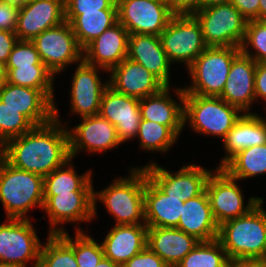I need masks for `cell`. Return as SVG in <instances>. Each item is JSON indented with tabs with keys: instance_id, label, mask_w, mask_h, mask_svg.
<instances>
[{
	"instance_id": "44dd1931",
	"label": "cell",
	"mask_w": 266,
	"mask_h": 267,
	"mask_svg": "<svg viewBox=\"0 0 266 267\" xmlns=\"http://www.w3.org/2000/svg\"><path fill=\"white\" fill-rule=\"evenodd\" d=\"M109 74L108 83L113 90L139 100L165 87L154 74L128 58L112 68Z\"/></svg>"
},
{
	"instance_id": "277c9868",
	"label": "cell",
	"mask_w": 266,
	"mask_h": 267,
	"mask_svg": "<svg viewBox=\"0 0 266 267\" xmlns=\"http://www.w3.org/2000/svg\"><path fill=\"white\" fill-rule=\"evenodd\" d=\"M43 186V176L15 168L0 155V202L6 218L30 219V209H43Z\"/></svg>"
},
{
	"instance_id": "bcb514c9",
	"label": "cell",
	"mask_w": 266,
	"mask_h": 267,
	"mask_svg": "<svg viewBox=\"0 0 266 267\" xmlns=\"http://www.w3.org/2000/svg\"><path fill=\"white\" fill-rule=\"evenodd\" d=\"M255 100L266 102V62L257 63L255 71Z\"/></svg>"
},
{
	"instance_id": "cb8c5ba5",
	"label": "cell",
	"mask_w": 266,
	"mask_h": 267,
	"mask_svg": "<svg viewBox=\"0 0 266 267\" xmlns=\"http://www.w3.org/2000/svg\"><path fill=\"white\" fill-rule=\"evenodd\" d=\"M127 58L141 64L154 74L165 86H170V66L160 36L130 34Z\"/></svg>"
},
{
	"instance_id": "7c38bea8",
	"label": "cell",
	"mask_w": 266,
	"mask_h": 267,
	"mask_svg": "<svg viewBox=\"0 0 266 267\" xmlns=\"http://www.w3.org/2000/svg\"><path fill=\"white\" fill-rule=\"evenodd\" d=\"M144 167L148 178L166 195L187 201L206 190L207 180L212 169H205L196 164L183 165L177 172L172 173L156 162L147 163Z\"/></svg>"
},
{
	"instance_id": "681fc988",
	"label": "cell",
	"mask_w": 266,
	"mask_h": 267,
	"mask_svg": "<svg viewBox=\"0 0 266 267\" xmlns=\"http://www.w3.org/2000/svg\"><path fill=\"white\" fill-rule=\"evenodd\" d=\"M230 0H197V10L217 4L229 3Z\"/></svg>"
},
{
	"instance_id": "ffe728a7",
	"label": "cell",
	"mask_w": 266,
	"mask_h": 267,
	"mask_svg": "<svg viewBox=\"0 0 266 267\" xmlns=\"http://www.w3.org/2000/svg\"><path fill=\"white\" fill-rule=\"evenodd\" d=\"M257 63L240 52L232 61L222 94L219 96L243 113H250L255 100V71Z\"/></svg>"
},
{
	"instance_id": "8d00e7d4",
	"label": "cell",
	"mask_w": 266,
	"mask_h": 267,
	"mask_svg": "<svg viewBox=\"0 0 266 267\" xmlns=\"http://www.w3.org/2000/svg\"><path fill=\"white\" fill-rule=\"evenodd\" d=\"M35 125L18 110L0 100V148L10 139L29 132Z\"/></svg>"
},
{
	"instance_id": "d590c367",
	"label": "cell",
	"mask_w": 266,
	"mask_h": 267,
	"mask_svg": "<svg viewBox=\"0 0 266 267\" xmlns=\"http://www.w3.org/2000/svg\"><path fill=\"white\" fill-rule=\"evenodd\" d=\"M142 150L166 153L174 146L178 136L168 127L157 122L144 120L140 122L138 134Z\"/></svg>"
},
{
	"instance_id": "9a60e30c",
	"label": "cell",
	"mask_w": 266,
	"mask_h": 267,
	"mask_svg": "<svg viewBox=\"0 0 266 267\" xmlns=\"http://www.w3.org/2000/svg\"><path fill=\"white\" fill-rule=\"evenodd\" d=\"M80 118L81 123L73 129H69L67 126L71 158L75 159L82 150L90 153H101L122 144L115 126L99 114Z\"/></svg>"
},
{
	"instance_id": "3957f363",
	"label": "cell",
	"mask_w": 266,
	"mask_h": 267,
	"mask_svg": "<svg viewBox=\"0 0 266 267\" xmlns=\"http://www.w3.org/2000/svg\"><path fill=\"white\" fill-rule=\"evenodd\" d=\"M264 199L247 214L219 226L218 240L230 261L263 259L266 248V211Z\"/></svg>"
},
{
	"instance_id": "ba28073f",
	"label": "cell",
	"mask_w": 266,
	"mask_h": 267,
	"mask_svg": "<svg viewBox=\"0 0 266 267\" xmlns=\"http://www.w3.org/2000/svg\"><path fill=\"white\" fill-rule=\"evenodd\" d=\"M160 39L169 62L183 63L186 69L208 47L193 14H174Z\"/></svg>"
},
{
	"instance_id": "603a6c76",
	"label": "cell",
	"mask_w": 266,
	"mask_h": 267,
	"mask_svg": "<svg viewBox=\"0 0 266 267\" xmlns=\"http://www.w3.org/2000/svg\"><path fill=\"white\" fill-rule=\"evenodd\" d=\"M170 86H165L159 92L140 99L139 107L144 120L157 122L168 126L178 137L183 132L184 96L183 88L173 90L180 103L171 97Z\"/></svg>"
},
{
	"instance_id": "60d3db41",
	"label": "cell",
	"mask_w": 266,
	"mask_h": 267,
	"mask_svg": "<svg viewBox=\"0 0 266 267\" xmlns=\"http://www.w3.org/2000/svg\"><path fill=\"white\" fill-rule=\"evenodd\" d=\"M104 9H117L116 0H65V14L99 12Z\"/></svg>"
},
{
	"instance_id": "4316f807",
	"label": "cell",
	"mask_w": 266,
	"mask_h": 267,
	"mask_svg": "<svg viewBox=\"0 0 266 267\" xmlns=\"http://www.w3.org/2000/svg\"><path fill=\"white\" fill-rule=\"evenodd\" d=\"M176 228L194 236L199 241L218 238L219 225L213 216L206 190L197 197L184 202Z\"/></svg>"
},
{
	"instance_id": "e575fe53",
	"label": "cell",
	"mask_w": 266,
	"mask_h": 267,
	"mask_svg": "<svg viewBox=\"0 0 266 267\" xmlns=\"http://www.w3.org/2000/svg\"><path fill=\"white\" fill-rule=\"evenodd\" d=\"M230 260L218 238L200 241L175 267H229Z\"/></svg>"
},
{
	"instance_id": "b9f144b4",
	"label": "cell",
	"mask_w": 266,
	"mask_h": 267,
	"mask_svg": "<svg viewBox=\"0 0 266 267\" xmlns=\"http://www.w3.org/2000/svg\"><path fill=\"white\" fill-rule=\"evenodd\" d=\"M121 267H169L157 254L148 247L132 257Z\"/></svg>"
},
{
	"instance_id": "9f6ffc18",
	"label": "cell",
	"mask_w": 266,
	"mask_h": 267,
	"mask_svg": "<svg viewBox=\"0 0 266 267\" xmlns=\"http://www.w3.org/2000/svg\"><path fill=\"white\" fill-rule=\"evenodd\" d=\"M156 1L166 3V0H156Z\"/></svg>"
},
{
	"instance_id": "f1b7e54d",
	"label": "cell",
	"mask_w": 266,
	"mask_h": 267,
	"mask_svg": "<svg viewBox=\"0 0 266 267\" xmlns=\"http://www.w3.org/2000/svg\"><path fill=\"white\" fill-rule=\"evenodd\" d=\"M184 201L166 195L147 176L145 171L144 209L147 227H172L179 223Z\"/></svg>"
},
{
	"instance_id": "7402d4cb",
	"label": "cell",
	"mask_w": 266,
	"mask_h": 267,
	"mask_svg": "<svg viewBox=\"0 0 266 267\" xmlns=\"http://www.w3.org/2000/svg\"><path fill=\"white\" fill-rule=\"evenodd\" d=\"M129 35L117 22L83 49V60L109 72L127 58Z\"/></svg>"
},
{
	"instance_id": "9c48e42d",
	"label": "cell",
	"mask_w": 266,
	"mask_h": 267,
	"mask_svg": "<svg viewBox=\"0 0 266 267\" xmlns=\"http://www.w3.org/2000/svg\"><path fill=\"white\" fill-rule=\"evenodd\" d=\"M30 219L6 218L0 222V263L38 267L42 243ZM30 261V262H29Z\"/></svg>"
},
{
	"instance_id": "7a4b0ae2",
	"label": "cell",
	"mask_w": 266,
	"mask_h": 267,
	"mask_svg": "<svg viewBox=\"0 0 266 267\" xmlns=\"http://www.w3.org/2000/svg\"><path fill=\"white\" fill-rule=\"evenodd\" d=\"M129 173L127 177L114 179L103 190L95 192L94 189V217L97 202H101L115 219V225L145 224V169L131 167Z\"/></svg>"
},
{
	"instance_id": "c3c4849f",
	"label": "cell",
	"mask_w": 266,
	"mask_h": 267,
	"mask_svg": "<svg viewBox=\"0 0 266 267\" xmlns=\"http://www.w3.org/2000/svg\"><path fill=\"white\" fill-rule=\"evenodd\" d=\"M229 267H266L264 259H239L230 261Z\"/></svg>"
},
{
	"instance_id": "ee69618b",
	"label": "cell",
	"mask_w": 266,
	"mask_h": 267,
	"mask_svg": "<svg viewBox=\"0 0 266 267\" xmlns=\"http://www.w3.org/2000/svg\"><path fill=\"white\" fill-rule=\"evenodd\" d=\"M260 0H230L239 12L248 20H259Z\"/></svg>"
},
{
	"instance_id": "db71d44e",
	"label": "cell",
	"mask_w": 266,
	"mask_h": 267,
	"mask_svg": "<svg viewBox=\"0 0 266 267\" xmlns=\"http://www.w3.org/2000/svg\"><path fill=\"white\" fill-rule=\"evenodd\" d=\"M6 80V67L5 64L0 62V85Z\"/></svg>"
},
{
	"instance_id": "5bb4252c",
	"label": "cell",
	"mask_w": 266,
	"mask_h": 267,
	"mask_svg": "<svg viewBox=\"0 0 266 267\" xmlns=\"http://www.w3.org/2000/svg\"><path fill=\"white\" fill-rule=\"evenodd\" d=\"M93 199L94 191H73L57 193V195H44L42 211L44 210L49 218V234L66 232V229L62 227L65 223L91 222L94 219Z\"/></svg>"
},
{
	"instance_id": "836d02e7",
	"label": "cell",
	"mask_w": 266,
	"mask_h": 267,
	"mask_svg": "<svg viewBox=\"0 0 266 267\" xmlns=\"http://www.w3.org/2000/svg\"><path fill=\"white\" fill-rule=\"evenodd\" d=\"M55 75L45 64L32 67H6V82L41 90L54 104Z\"/></svg>"
},
{
	"instance_id": "1f68e13d",
	"label": "cell",
	"mask_w": 266,
	"mask_h": 267,
	"mask_svg": "<svg viewBox=\"0 0 266 267\" xmlns=\"http://www.w3.org/2000/svg\"><path fill=\"white\" fill-rule=\"evenodd\" d=\"M221 168L237 180L265 175L266 143L237 152Z\"/></svg>"
},
{
	"instance_id": "4fadbf2b",
	"label": "cell",
	"mask_w": 266,
	"mask_h": 267,
	"mask_svg": "<svg viewBox=\"0 0 266 267\" xmlns=\"http://www.w3.org/2000/svg\"><path fill=\"white\" fill-rule=\"evenodd\" d=\"M118 22L129 34L160 36L174 13L156 0H116Z\"/></svg>"
},
{
	"instance_id": "83f0119b",
	"label": "cell",
	"mask_w": 266,
	"mask_h": 267,
	"mask_svg": "<svg viewBox=\"0 0 266 267\" xmlns=\"http://www.w3.org/2000/svg\"><path fill=\"white\" fill-rule=\"evenodd\" d=\"M223 148L226 152L217 168H221L237 152L266 143V119L261 115L253 113H243L234 126L226 134Z\"/></svg>"
},
{
	"instance_id": "f907efd6",
	"label": "cell",
	"mask_w": 266,
	"mask_h": 267,
	"mask_svg": "<svg viewBox=\"0 0 266 267\" xmlns=\"http://www.w3.org/2000/svg\"><path fill=\"white\" fill-rule=\"evenodd\" d=\"M96 267H121L120 265L116 264L115 262H113L112 260L103 257L98 265Z\"/></svg>"
},
{
	"instance_id": "2e32d148",
	"label": "cell",
	"mask_w": 266,
	"mask_h": 267,
	"mask_svg": "<svg viewBox=\"0 0 266 267\" xmlns=\"http://www.w3.org/2000/svg\"><path fill=\"white\" fill-rule=\"evenodd\" d=\"M77 65L71 80V112L80 117L98 115L102 94L109 86L108 80L103 83L98 74L108 71L84 60Z\"/></svg>"
},
{
	"instance_id": "74e56055",
	"label": "cell",
	"mask_w": 266,
	"mask_h": 267,
	"mask_svg": "<svg viewBox=\"0 0 266 267\" xmlns=\"http://www.w3.org/2000/svg\"><path fill=\"white\" fill-rule=\"evenodd\" d=\"M75 230L74 254L78 267H96L104 257L101 242H96L92 236L84 233V229L80 226Z\"/></svg>"
},
{
	"instance_id": "f6af8a7d",
	"label": "cell",
	"mask_w": 266,
	"mask_h": 267,
	"mask_svg": "<svg viewBox=\"0 0 266 267\" xmlns=\"http://www.w3.org/2000/svg\"><path fill=\"white\" fill-rule=\"evenodd\" d=\"M15 32L0 30V62L6 64L15 44L18 42Z\"/></svg>"
},
{
	"instance_id": "8992f818",
	"label": "cell",
	"mask_w": 266,
	"mask_h": 267,
	"mask_svg": "<svg viewBox=\"0 0 266 267\" xmlns=\"http://www.w3.org/2000/svg\"><path fill=\"white\" fill-rule=\"evenodd\" d=\"M240 52V47L208 46L186 69L192 83L183 88L185 94L219 97Z\"/></svg>"
},
{
	"instance_id": "7dc6e473",
	"label": "cell",
	"mask_w": 266,
	"mask_h": 267,
	"mask_svg": "<svg viewBox=\"0 0 266 267\" xmlns=\"http://www.w3.org/2000/svg\"><path fill=\"white\" fill-rule=\"evenodd\" d=\"M174 14H193L197 10V0H166Z\"/></svg>"
},
{
	"instance_id": "f35d334b",
	"label": "cell",
	"mask_w": 266,
	"mask_h": 267,
	"mask_svg": "<svg viewBox=\"0 0 266 267\" xmlns=\"http://www.w3.org/2000/svg\"><path fill=\"white\" fill-rule=\"evenodd\" d=\"M252 48L251 51L249 48ZM241 52L251 57L256 63L266 62V20H250L247 22Z\"/></svg>"
},
{
	"instance_id": "5b68a950",
	"label": "cell",
	"mask_w": 266,
	"mask_h": 267,
	"mask_svg": "<svg viewBox=\"0 0 266 267\" xmlns=\"http://www.w3.org/2000/svg\"><path fill=\"white\" fill-rule=\"evenodd\" d=\"M183 123L192 131L224 139L243 112L220 97L185 94Z\"/></svg>"
},
{
	"instance_id": "d6986e66",
	"label": "cell",
	"mask_w": 266,
	"mask_h": 267,
	"mask_svg": "<svg viewBox=\"0 0 266 267\" xmlns=\"http://www.w3.org/2000/svg\"><path fill=\"white\" fill-rule=\"evenodd\" d=\"M0 100L25 115L35 126L49 123L54 118V103L39 89L4 81L0 85Z\"/></svg>"
},
{
	"instance_id": "30bf717a",
	"label": "cell",
	"mask_w": 266,
	"mask_h": 267,
	"mask_svg": "<svg viewBox=\"0 0 266 267\" xmlns=\"http://www.w3.org/2000/svg\"><path fill=\"white\" fill-rule=\"evenodd\" d=\"M237 181L222 168L214 169L207 180L206 192L213 216L219 226L226 221L247 214L263 199L251 196L245 205L244 195Z\"/></svg>"
},
{
	"instance_id": "ac0fdd59",
	"label": "cell",
	"mask_w": 266,
	"mask_h": 267,
	"mask_svg": "<svg viewBox=\"0 0 266 267\" xmlns=\"http://www.w3.org/2000/svg\"><path fill=\"white\" fill-rule=\"evenodd\" d=\"M64 21L65 0H29L20 8L15 34L19 40L31 41Z\"/></svg>"
},
{
	"instance_id": "11a10c76",
	"label": "cell",
	"mask_w": 266,
	"mask_h": 267,
	"mask_svg": "<svg viewBox=\"0 0 266 267\" xmlns=\"http://www.w3.org/2000/svg\"><path fill=\"white\" fill-rule=\"evenodd\" d=\"M0 267H21V266L12 265V264H6V263H0Z\"/></svg>"
},
{
	"instance_id": "6da1fadb",
	"label": "cell",
	"mask_w": 266,
	"mask_h": 267,
	"mask_svg": "<svg viewBox=\"0 0 266 267\" xmlns=\"http://www.w3.org/2000/svg\"><path fill=\"white\" fill-rule=\"evenodd\" d=\"M57 109L54 104V118L49 123L34 126L29 132L8 140L0 148V155L13 167L43 177L62 166L71 158L69 122L61 123Z\"/></svg>"
},
{
	"instance_id": "484cf974",
	"label": "cell",
	"mask_w": 266,
	"mask_h": 267,
	"mask_svg": "<svg viewBox=\"0 0 266 267\" xmlns=\"http://www.w3.org/2000/svg\"><path fill=\"white\" fill-rule=\"evenodd\" d=\"M200 241L172 227H148L147 247L169 267H175Z\"/></svg>"
},
{
	"instance_id": "816d5d0a",
	"label": "cell",
	"mask_w": 266,
	"mask_h": 267,
	"mask_svg": "<svg viewBox=\"0 0 266 267\" xmlns=\"http://www.w3.org/2000/svg\"><path fill=\"white\" fill-rule=\"evenodd\" d=\"M259 20H266V0L259 2Z\"/></svg>"
},
{
	"instance_id": "7bdbcfd3",
	"label": "cell",
	"mask_w": 266,
	"mask_h": 267,
	"mask_svg": "<svg viewBox=\"0 0 266 267\" xmlns=\"http://www.w3.org/2000/svg\"><path fill=\"white\" fill-rule=\"evenodd\" d=\"M20 8L0 0V30L15 32Z\"/></svg>"
},
{
	"instance_id": "d6a6232c",
	"label": "cell",
	"mask_w": 266,
	"mask_h": 267,
	"mask_svg": "<svg viewBox=\"0 0 266 267\" xmlns=\"http://www.w3.org/2000/svg\"><path fill=\"white\" fill-rule=\"evenodd\" d=\"M42 243L38 267H78L74 254V241L69 233L48 234Z\"/></svg>"
},
{
	"instance_id": "52a82bcc",
	"label": "cell",
	"mask_w": 266,
	"mask_h": 267,
	"mask_svg": "<svg viewBox=\"0 0 266 267\" xmlns=\"http://www.w3.org/2000/svg\"><path fill=\"white\" fill-rule=\"evenodd\" d=\"M207 46L241 47L248 20L232 3L217 4L196 10Z\"/></svg>"
},
{
	"instance_id": "ab89813d",
	"label": "cell",
	"mask_w": 266,
	"mask_h": 267,
	"mask_svg": "<svg viewBox=\"0 0 266 267\" xmlns=\"http://www.w3.org/2000/svg\"><path fill=\"white\" fill-rule=\"evenodd\" d=\"M44 64L32 41L18 40L11 51L5 67H32Z\"/></svg>"
},
{
	"instance_id": "f546056e",
	"label": "cell",
	"mask_w": 266,
	"mask_h": 267,
	"mask_svg": "<svg viewBox=\"0 0 266 267\" xmlns=\"http://www.w3.org/2000/svg\"><path fill=\"white\" fill-rule=\"evenodd\" d=\"M79 46L84 49L91 41L118 22L117 9H104L99 12L65 14Z\"/></svg>"
},
{
	"instance_id": "8fae6325",
	"label": "cell",
	"mask_w": 266,
	"mask_h": 267,
	"mask_svg": "<svg viewBox=\"0 0 266 267\" xmlns=\"http://www.w3.org/2000/svg\"><path fill=\"white\" fill-rule=\"evenodd\" d=\"M31 41L41 61L55 76L68 68V65L83 60V49L67 21L43 31Z\"/></svg>"
},
{
	"instance_id": "f5cc1de1",
	"label": "cell",
	"mask_w": 266,
	"mask_h": 267,
	"mask_svg": "<svg viewBox=\"0 0 266 267\" xmlns=\"http://www.w3.org/2000/svg\"><path fill=\"white\" fill-rule=\"evenodd\" d=\"M1 1L7 2L8 4L15 6L17 8H21L27 3L28 0H1Z\"/></svg>"
},
{
	"instance_id": "4dcf8cb0",
	"label": "cell",
	"mask_w": 266,
	"mask_h": 267,
	"mask_svg": "<svg viewBox=\"0 0 266 267\" xmlns=\"http://www.w3.org/2000/svg\"><path fill=\"white\" fill-rule=\"evenodd\" d=\"M73 158L68 159L62 166L56 168L44 177V195H57V193H70L73 191H94L92 183V171L77 174L72 163Z\"/></svg>"
},
{
	"instance_id": "d4e9b609",
	"label": "cell",
	"mask_w": 266,
	"mask_h": 267,
	"mask_svg": "<svg viewBox=\"0 0 266 267\" xmlns=\"http://www.w3.org/2000/svg\"><path fill=\"white\" fill-rule=\"evenodd\" d=\"M146 224L114 225L101 243L104 257L123 266L147 247Z\"/></svg>"
},
{
	"instance_id": "e0dca14e",
	"label": "cell",
	"mask_w": 266,
	"mask_h": 267,
	"mask_svg": "<svg viewBox=\"0 0 266 267\" xmlns=\"http://www.w3.org/2000/svg\"><path fill=\"white\" fill-rule=\"evenodd\" d=\"M140 100L116 92L108 86L101 98L99 115L116 128L122 143L135 139L142 120Z\"/></svg>"
}]
</instances>
